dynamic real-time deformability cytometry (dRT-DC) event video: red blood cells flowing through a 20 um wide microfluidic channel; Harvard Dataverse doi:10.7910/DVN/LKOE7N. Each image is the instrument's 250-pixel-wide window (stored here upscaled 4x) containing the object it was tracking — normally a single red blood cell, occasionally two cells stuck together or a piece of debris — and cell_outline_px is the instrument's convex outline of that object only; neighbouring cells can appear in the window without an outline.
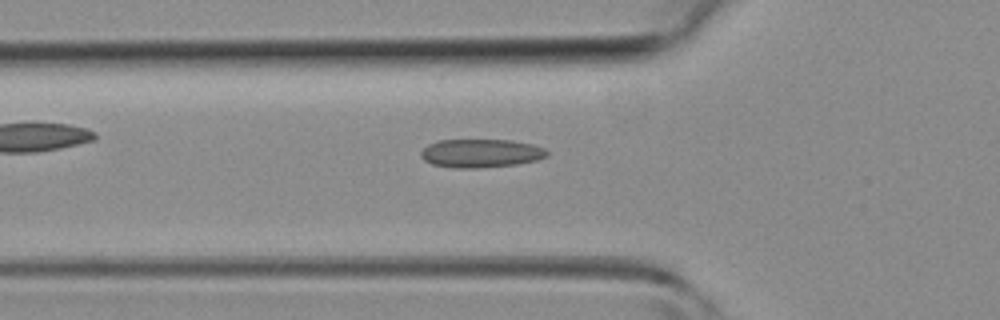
{"species": "common noctule bat (a hibernating species)", "species_latin": "Nyctalus noctula", "temperature_condition": "room temperature", "stored_images_in_passage": 34, "camera_frame_rate_fps": 3000, "um_per_image_px": 0.085, "animal": {"sex": "female", "body_mass_g": 19.3, "forearm_length_mm": 54.1}, "frame": {"image": 1, "passage_image": 5, "time_ms": 1.333, "image_size_px": [1000, 320], "cell_outline_px": [[548, 156], [536, 160], [516, 164], [480, 168], [452, 168], [432, 164], [424, 160], [420, 156], [420, 152], [428, 144], [440, 140], [512, 140], [532, 144], [544, 148], [548, 152]], "centroid_in_image_um": [40.86, 13.03], "position_along_channel_um": 84.9, "area_um2": 20.98}}
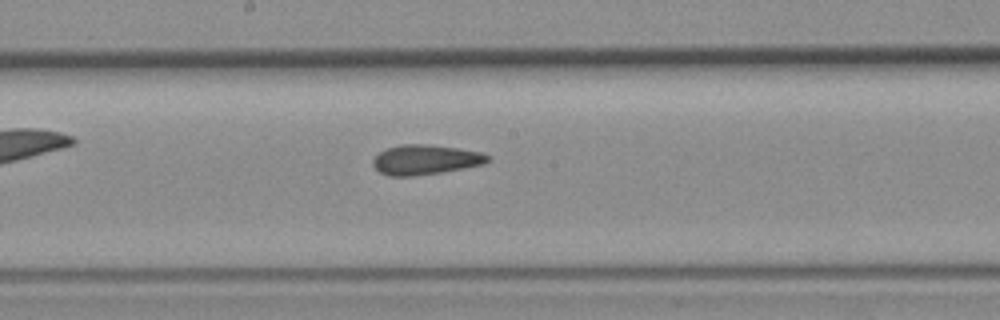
{"frame": {"image": 2, "passage_image": 13, "time_ms": 4.0, "image_size_px": [1000, 320], "cell_outline_px": [[488, 160], [484, 164], [440, 172], [412, 176], [388, 176], [380, 172], [372, 164], [372, 160], [380, 152], [388, 148], [400, 144], [424, 144], [456, 148], [480, 152], [488, 156]], "centroid_in_image_um": [36.11, 13.57], "position_along_channel_um": 212.1, "area_um2": 19.59}}
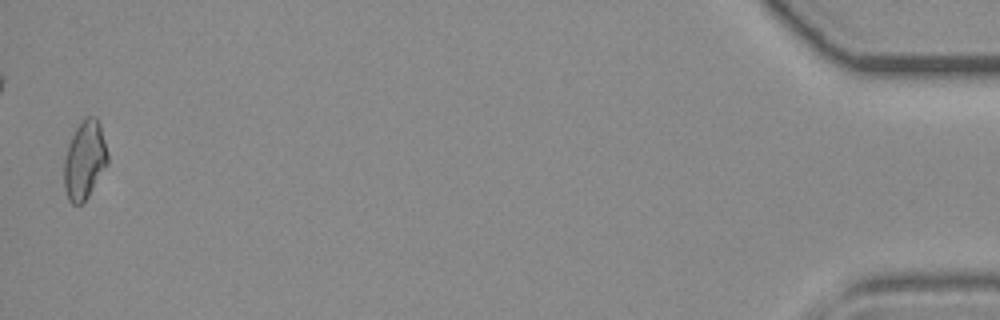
{"frame": {"image": 3, "passage_image": 33, "time_ms": 10.667, "image_size_px": [1000, 320], "cell_outline_px": [[108, 164], [88, 196], [80, 204], [72, 204], [68, 200], [64, 188], [64, 160], [68, 144], [76, 128], [88, 116], [96, 116], [100, 124], [108, 156]], "centroid_in_image_um": [7.18, 13.62], "position_along_channel_um": 428.0, "area_um2": 19.71}}